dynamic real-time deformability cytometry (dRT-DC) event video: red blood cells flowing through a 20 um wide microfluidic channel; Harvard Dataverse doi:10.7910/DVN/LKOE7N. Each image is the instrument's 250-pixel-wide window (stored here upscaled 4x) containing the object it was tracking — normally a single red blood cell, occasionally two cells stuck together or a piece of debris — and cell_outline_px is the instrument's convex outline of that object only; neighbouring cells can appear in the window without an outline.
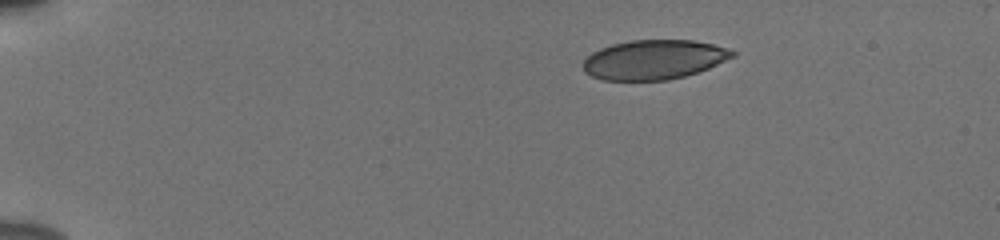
{"species": "human", "species_latin": "Homo sapiens", "temperature_condition": "cold", "stored_images_in_passage": 45, "camera_frame_rate_fps": 3000, "um_per_image_px": 0.085, "donor": {"sex": "male"}, "frame": {"image": 1, "passage_image": 1, "time_ms": 0.0, "image_size_px": [1000, 240], "cell_outline_px": [[736, 56], [708, 68], [684, 76], [668, 80], [604, 80], [592, 76], [584, 72], [584, 60], [592, 52], [600, 48], [612, 44], [632, 40], [692, 40], [712, 44], [728, 48], [736, 52]], "centroid_in_image_um": [55.59, 5.06], "position_along_channel_um": 29.4, "area_um2": 34.28}}
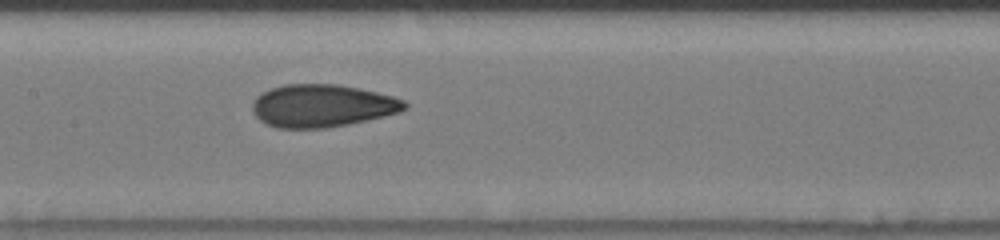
{"frame": {"image": 2, "passage_image": 20, "time_ms": 6.333, "image_size_px": [1000, 240], "cell_outline_px": [[408, 108], [400, 112], [384, 116], [348, 124], [324, 128], [276, 128], [260, 120], [252, 112], [252, 104], [256, 96], [272, 88], [284, 84], [336, 84], [360, 88], [392, 96], [404, 100], [408, 104]], "centroid_in_image_um": [27.39, 8.99], "position_along_channel_um": 180.0, "area_um2": 37.86}}
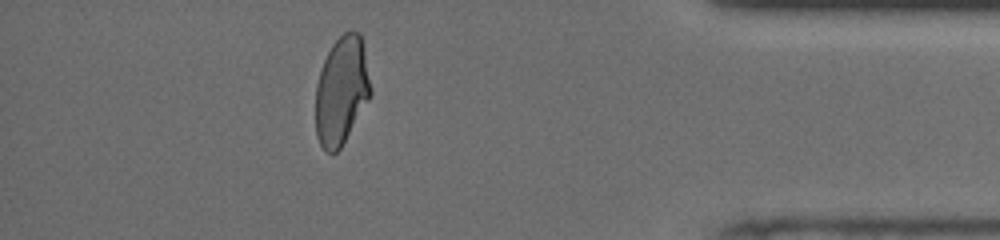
{"frame": {"image": 3, "passage_image": 40, "time_ms": 13.0, "image_size_px": [1000, 240], "cell_outline_px": [[372, 92], [368, 100], [340, 148], [336, 152], [328, 152], [320, 144], [316, 136], [316, 84], [324, 60], [332, 44], [344, 32], [360, 32], [364, 48], [372, 88]], "centroid_in_image_um": [29.03, 7.68], "position_along_channel_um": 406.2, "area_um2": 34.33}, "authors_computed_cell_mechanics": {"area_um2": 36.5296, "velocity_mm_per_s": 3.8532, "shape_relaxation_time_tau1_ms": null, "shape_relaxation_time_tau2_ms": 1.2204, "deformation_change_tau1": null, "deformation_change_tau2": 0.067}}